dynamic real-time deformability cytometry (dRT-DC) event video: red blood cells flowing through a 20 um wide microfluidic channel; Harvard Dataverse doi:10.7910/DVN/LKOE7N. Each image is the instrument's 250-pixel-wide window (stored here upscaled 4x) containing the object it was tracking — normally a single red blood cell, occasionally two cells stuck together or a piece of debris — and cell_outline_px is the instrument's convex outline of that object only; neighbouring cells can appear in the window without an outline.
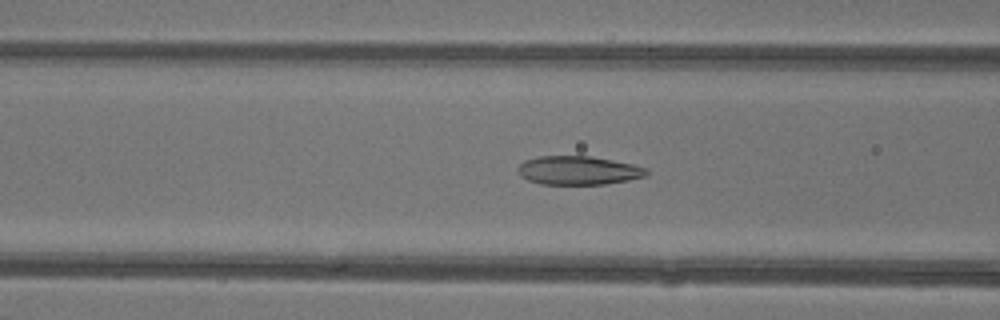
{"species": "common noctule bat (a hibernating species)", "species_latin": "Nyctalus noctula", "temperature_condition": "warm", "stored_images_in_passage": 46, "camera_frame_rate_fps": 3000, "um_per_image_px": 0.085, "animal": {"sex": "female"}, "frame": {"image": 1, "passage_image": 18, "time_ms": 5.667, "image_size_px": [1000, 320], "cell_outline_px": [[648, 172], [644, 176], [628, 180], [604, 184], [540, 184], [528, 180], [520, 176], [516, 172], [516, 168], [524, 160], [540, 156], [592, 156], [632, 164], [648, 168]], "centroid_in_image_um": [49.11, 14.48], "position_along_channel_um": 117.5, "area_um2": 21.56}}
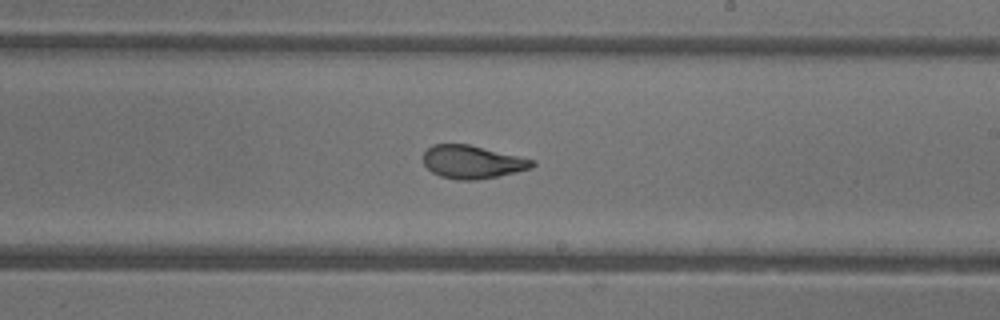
{"frame": {"image": 2, "passage_image": 27, "time_ms": 8.667, "image_size_px": [1000, 320], "cell_outline_px": [[536, 164], [532, 168], [516, 172], [476, 180], [460, 180], [440, 176], [432, 172], [424, 164], [424, 152], [432, 144], [468, 144], [536, 160]], "centroid_in_image_um": [40.16, 13.76], "position_along_channel_um": 248.8, "area_um2": 20.92}}
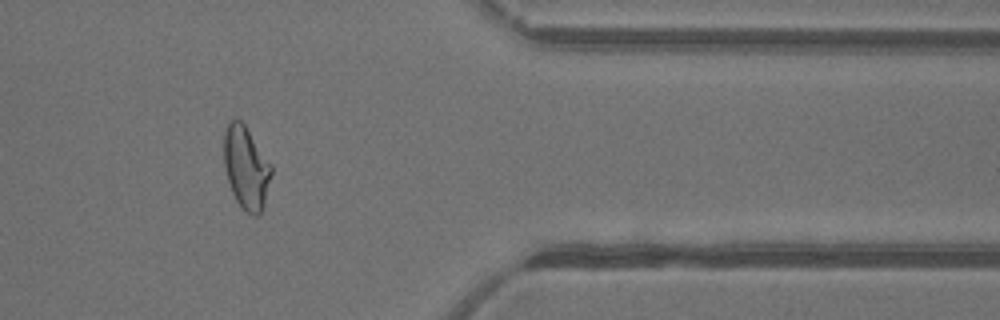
{"frame": {"image": 3, "passage_image": 38, "time_ms": 12.333, "image_size_px": [1000, 320], "cell_outline_px": [[272, 172], [264, 204], [260, 212], [256, 216], [248, 212], [236, 200], [232, 192], [228, 180], [224, 164], [224, 132], [228, 124], [232, 120], [240, 120], [244, 124], [272, 164]], "centroid_in_image_um": [20.93, 14.23], "position_along_channel_um": 390.5, "area_um2": 22.48}, "authors_computed_cell_mechanics": {"area_um2": 23.0044, "velocity_mm_per_s": 4.3805, "shape_relaxation_time_tau1_ms": 8.8615, "shape_relaxation_time_tau2_ms": 1.0158, "deformation_change_tau1": 0.2883, "deformation_change_tau2": 0.0664}}